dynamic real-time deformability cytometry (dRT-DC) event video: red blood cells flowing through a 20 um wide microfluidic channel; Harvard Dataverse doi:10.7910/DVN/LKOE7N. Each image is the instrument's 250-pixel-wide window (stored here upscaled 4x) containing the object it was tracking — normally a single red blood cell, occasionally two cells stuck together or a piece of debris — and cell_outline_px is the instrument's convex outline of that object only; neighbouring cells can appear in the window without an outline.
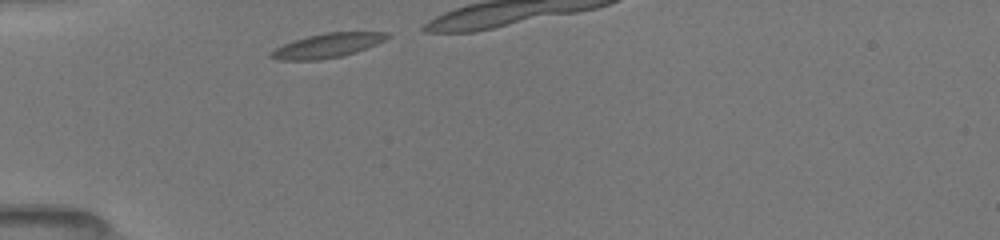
{"species": "common noctule bat (a hibernating species)", "species_latin": "Nyctalus noctula", "temperature_condition": "room temperature", "stored_images_in_passage": 17, "camera_frame_rate_fps": 3000, "um_per_image_px": 0.085, "animal": {"sex": "female", "body_mass_g": 19.5, "forearm_length_mm": 54.1}, "frame": {"image": 1, "passage_image": 1, "time_ms": 0.0, "image_size_px": [1000, 240], "cell_outline_px": [[392, 36], [376, 44], [356, 52], [340, 56], [316, 60], [276, 60], [268, 56], [276, 48], [284, 44], [308, 36], [324, 32], [388, 32]], "centroid_in_image_um": [27.85, 3.86], "position_along_channel_um": 57.2, "area_um2": 16.24}}
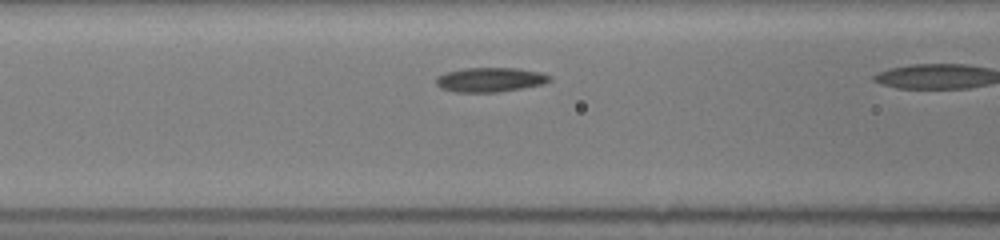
{"frame": {"image": 2, "passage_image": 11, "time_ms": 2.0, "image_size_px": [1000, 240], "cell_outline_px": [[552, 80], [544, 84], [524, 88], [500, 92], [456, 92], [440, 88], [436, 84], [436, 76], [444, 72], [464, 68], [520, 68], [540, 72], [552, 76]], "centroid_in_image_um": [41.68, 6.77], "position_along_channel_um": 124.9, "area_um2": 16.47}}
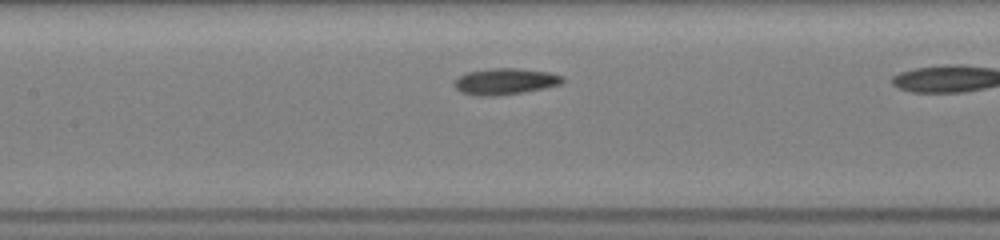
{"frame": {"image": 3, "passage_image": 16, "time_ms": 3.0, "image_size_px": [1000, 240], "cell_outline_px": [[564, 80], [560, 84], [544, 88], [496, 96], [476, 96], [460, 92], [456, 88], [456, 80], [460, 76], [468, 72], [488, 68], [520, 68], [548, 72], [564, 76]], "centroid_in_image_um": [42.94, 6.91], "position_along_channel_um": 164.5, "area_um2": 16.47}}